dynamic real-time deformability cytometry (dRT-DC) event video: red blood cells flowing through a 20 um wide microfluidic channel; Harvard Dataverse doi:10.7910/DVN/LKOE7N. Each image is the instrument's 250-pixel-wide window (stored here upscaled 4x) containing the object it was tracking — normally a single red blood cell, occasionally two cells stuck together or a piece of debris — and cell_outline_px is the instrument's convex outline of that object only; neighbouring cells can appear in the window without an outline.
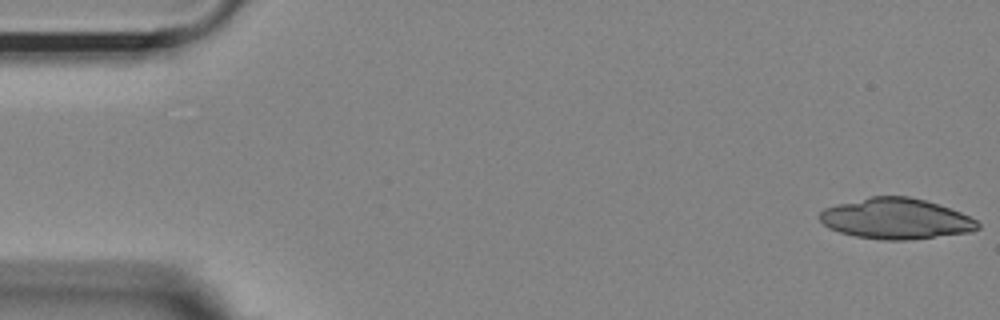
{"species": "Egyptian fruit bat (a non-hibernating species)", "species_latin": "Rousettus aegyptiacus", "temperature_condition": "room temperature", "stored_images_in_passage": 49, "camera_frame_rate_fps": 3000, "um_per_image_px": 0.085, "animal": {"sex": "female"}, "frame": {"image": 1, "passage_image": 1, "time_ms": 0.0, "image_size_px": [1000, 320], "cell_outline_px": [[980, 228], [972, 232], [904, 240], [884, 240], [856, 236], [840, 232], [828, 228], [820, 220], [820, 212], [824, 208], [872, 196], [908, 196], [924, 200], [960, 212], [976, 220], [980, 224]], "centroid_in_image_um": [76.17, 18.6], "position_along_channel_um": 8.8, "area_um2": 37.05}}